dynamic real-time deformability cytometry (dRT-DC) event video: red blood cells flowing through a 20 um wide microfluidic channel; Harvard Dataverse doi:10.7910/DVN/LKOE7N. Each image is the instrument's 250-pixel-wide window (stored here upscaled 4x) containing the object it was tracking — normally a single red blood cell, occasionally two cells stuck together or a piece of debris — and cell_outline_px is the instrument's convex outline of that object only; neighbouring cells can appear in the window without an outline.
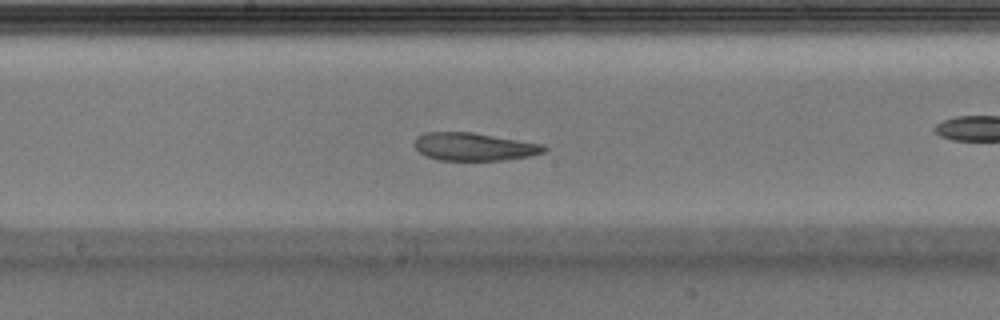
{"species": "Egyptian fruit bat (a non-hibernating species)", "species_latin": "Rousettus aegyptiacus", "temperature_condition": "warm", "stored_images_in_passage": 44, "camera_frame_rate_fps": 3000, "um_per_image_px": 0.085, "animal": {"sex": "male"}, "frame": {"image": 1, "passage_image": 19, "time_ms": 6.0, "image_size_px": [1000, 320], "cell_outline_px": [[548, 148], [544, 152], [532, 156], [504, 160], [440, 160], [428, 156], [420, 152], [412, 144], [416, 136], [424, 132], [472, 132], [544, 144]], "centroid_in_image_um": [40.31, 12.46], "position_along_channel_um": 207.9, "area_um2": 21.21}, "authors_computed_cell_mechanics": {"area_um2": 23.2934, "velocity_mm_per_s": 3.9339, "shape_relaxation_time_tau1_ms": 7.2107, "shape_relaxation_time_tau2_ms": 4.5744, "deformation_change_tau1": 0.2486, "deformation_change_tau2": 0.1241}}